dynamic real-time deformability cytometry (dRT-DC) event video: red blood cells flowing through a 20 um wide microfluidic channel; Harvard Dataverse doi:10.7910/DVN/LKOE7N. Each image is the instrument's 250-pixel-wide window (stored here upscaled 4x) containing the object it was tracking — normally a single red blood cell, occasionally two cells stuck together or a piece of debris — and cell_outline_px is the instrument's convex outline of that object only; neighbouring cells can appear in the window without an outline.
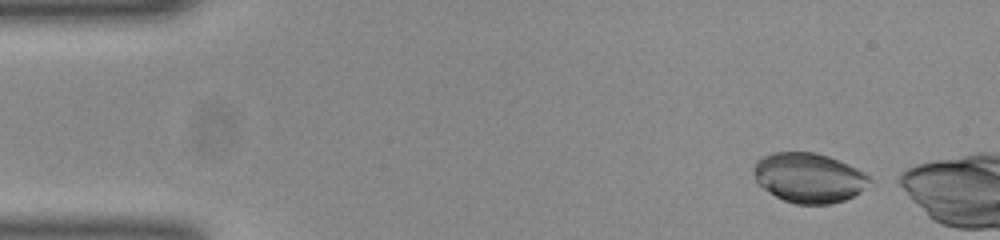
{"species": "common noctule bat (a hibernating species)", "species_latin": "Nyctalus noctula", "temperature_condition": "room temperature", "stored_images_in_passage": 43, "camera_frame_rate_fps": 3000, "um_per_image_px": 0.085, "animal": {"sex": "female", "body_mass_g": 23.0, "forearm_length_mm": 53.4}, "frame": {"image": 1, "passage_image": 2, "time_ms": 0.333, "image_size_px": [1000, 240], "cell_outline_px": [[872, 180], [860, 192], [844, 200], [832, 204], [796, 204], [784, 200], [768, 192], [756, 180], [752, 168], [756, 160], [772, 152], [812, 152], [828, 156], [848, 164], [856, 168], [868, 176]], "centroid_in_image_um": [68.73, 15.11], "position_along_channel_um": 16.3, "area_um2": 33.41}}
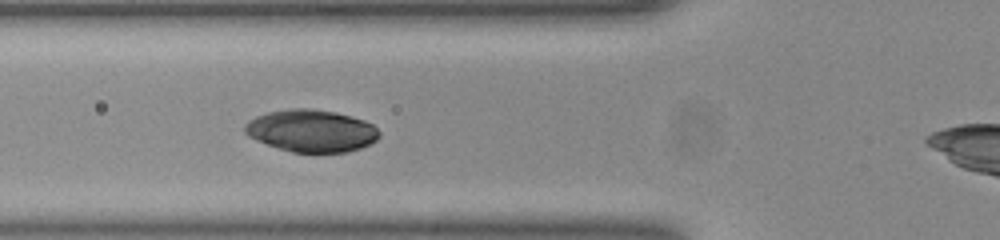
{"frame": {"image": 2, "passage_image": 16, "time_ms": 5.0, "image_size_px": [1000, 240], "cell_outline_px": [[380, 136], [372, 144], [348, 152], [292, 152], [268, 144], [248, 136], [244, 132], [244, 124], [248, 120], [256, 116], [268, 112], [292, 108], [312, 108], [336, 112], [352, 116], [364, 120], [372, 124], [380, 132]], "centroid_in_image_um": [26.48, 11.11], "position_along_channel_um": 99.3, "area_um2": 33.18}}